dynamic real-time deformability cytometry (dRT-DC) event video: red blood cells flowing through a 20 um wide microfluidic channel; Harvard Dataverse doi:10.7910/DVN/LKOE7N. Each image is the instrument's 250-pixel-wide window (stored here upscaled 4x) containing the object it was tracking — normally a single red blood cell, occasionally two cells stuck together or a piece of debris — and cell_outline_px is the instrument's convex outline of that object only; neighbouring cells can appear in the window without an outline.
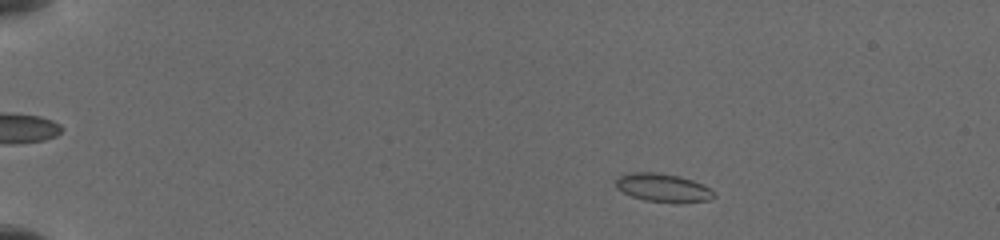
{"species": "common noctule bat (a hibernating species)", "species_latin": "Nyctalus noctula", "temperature_condition": "cold", "stored_images_in_passage": 70, "camera_frame_rate_fps": 3000, "um_per_image_px": 0.085, "animal": {"sex": "female", "body_mass_g": 19.5, "forearm_length_mm": 54.1}, "frame": {"image": 1, "passage_image": 18, "time_ms": 2.667, "image_size_px": [1000, 240], "cell_outline_px": [[716, 196], [708, 200], [676, 204], [644, 200], [632, 196], [616, 188], [616, 176], [632, 172], [656, 172], [676, 176], [692, 180], [708, 188]], "centroid_in_image_um": [56.31, 15.97], "position_along_channel_um": 28.7, "area_um2": 16.18}}
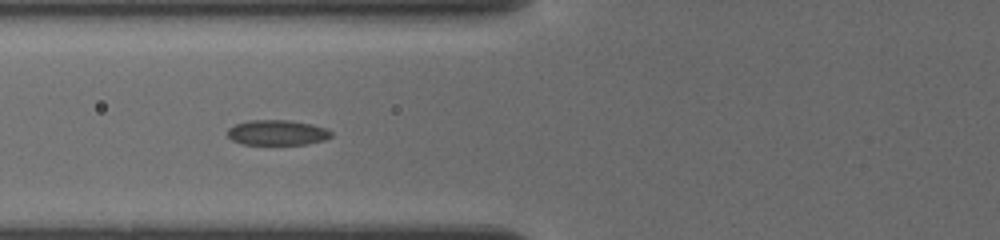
{"frame": {"image": 2, "passage_image": 48, "time_ms": 7.0, "image_size_px": [1000, 240], "cell_outline_px": [[332, 136], [324, 140], [304, 144], [240, 144], [232, 140], [228, 136], [228, 128], [236, 124], [248, 120], [292, 120], [312, 124], [324, 128], [332, 132]], "centroid_in_image_um": [23.55, 11.26], "position_along_channel_um": 102.3, "area_um2": 15.2}}
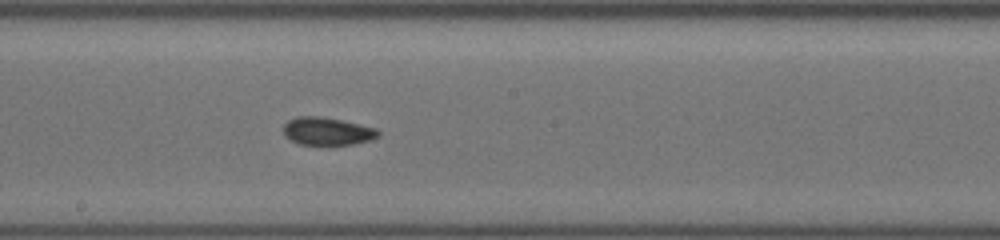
{"frame": {"image": 3, "passage_image": 69, "time_ms": 10.0, "image_size_px": [1000, 240], "cell_outline_px": [[380, 136], [368, 140], [352, 144], [300, 144], [284, 136], [284, 124], [288, 120], [296, 116], [320, 116], [340, 120], [376, 128], [380, 132]], "centroid_in_image_um": [27.79, 11.14], "position_along_channel_um": 220.4, "area_um2": 15.14}}